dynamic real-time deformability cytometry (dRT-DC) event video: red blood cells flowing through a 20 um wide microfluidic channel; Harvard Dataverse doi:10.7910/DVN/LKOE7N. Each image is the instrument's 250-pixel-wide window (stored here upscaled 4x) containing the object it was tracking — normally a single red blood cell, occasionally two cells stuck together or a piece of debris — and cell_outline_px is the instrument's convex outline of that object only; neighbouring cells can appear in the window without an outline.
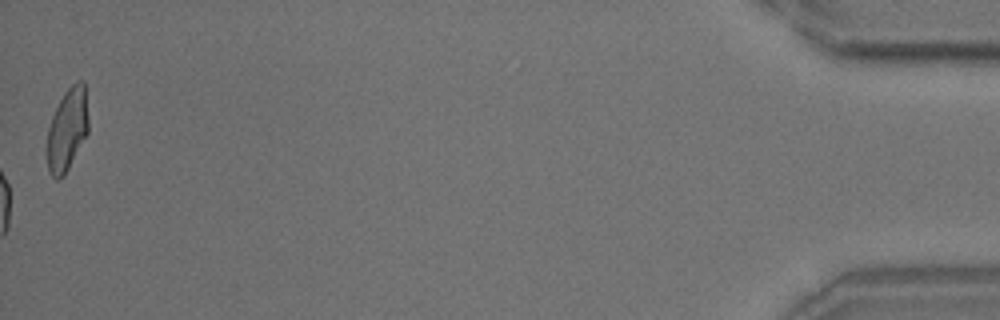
{"species": "common noctule bat (a hibernating species)", "species_latin": "Nyctalus noctula", "temperature_condition": "room temperature", "stored_images_in_passage": 56, "camera_frame_rate_fps": 3000, "um_per_image_px": 0.085, "animal": {"sex": "male", "body_mass_g": 18.8}, "frame": {"image": 1, "passage_image": 56, "time_ms": 18.333, "image_size_px": [1000, 320], "cell_outline_px": [[88, 132], [64, 176], [56, 180], [52, 176], [48, 168], [48, 128], [52, 116], [64, 92], [76, 80], [84, 80], [88, 120]], "centroid_in_image_um": [5.73, 10.99], "position_along_channel_um": 429.5, "area_um2": 19.59}, "authors_computed_cell_mechanics": {"area_um2": 18.0336, "velocity_mm_per_s": 3.7455, "shape_relaxation_time_tau1_ms": 5.3166, "shape_relaxation_time_tau2_ms": 1.0102, "deformation_change_tau1": 0.1202, "deformation_change_tau2": 0.0591}}